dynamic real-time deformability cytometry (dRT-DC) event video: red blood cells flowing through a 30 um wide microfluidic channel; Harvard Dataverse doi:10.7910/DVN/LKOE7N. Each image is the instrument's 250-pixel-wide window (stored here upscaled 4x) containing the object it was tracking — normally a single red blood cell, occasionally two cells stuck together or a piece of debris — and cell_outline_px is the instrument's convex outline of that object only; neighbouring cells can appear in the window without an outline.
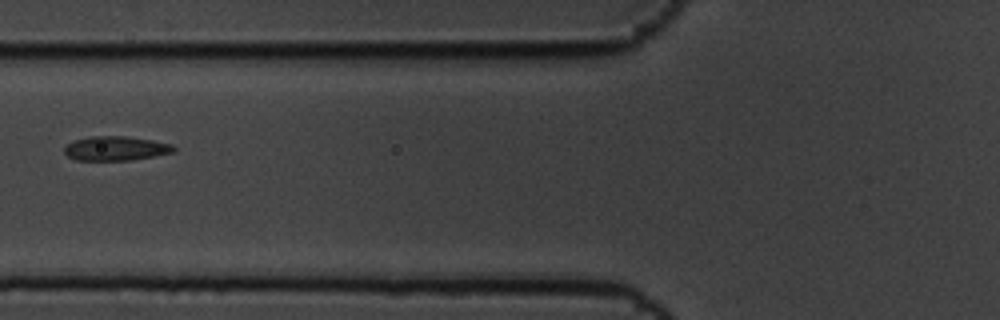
{"species": "common noctule bat (a hibernating species)", "species_latin": "Nyctalus noctula", "temperature_condition": "cold", "stored_images_in_passage": 7, "camera_frame_rate_fps": 3000, "um_per_image_px": 0.085, "animal": {"sex": "male", "body_mass_g": 19.5, "forearm_length_mm": 54.6}, "frame": {"image": 1, "passage_image": 7, "time_ms": 2.0, "image_size_px": [1000, 320], "cell_outline_px": [[176, 152], [132, 160], [76, 160], [68, 156], [64, 152], [64, 148], [72, 140], [92, 136], [124, 136], [152, 140], [172, 144], [176, 148]], "centroid_in_image_um": [9.85, 12.61], "position_along_channel_um": 115.9, "area_um2": 15.55}}